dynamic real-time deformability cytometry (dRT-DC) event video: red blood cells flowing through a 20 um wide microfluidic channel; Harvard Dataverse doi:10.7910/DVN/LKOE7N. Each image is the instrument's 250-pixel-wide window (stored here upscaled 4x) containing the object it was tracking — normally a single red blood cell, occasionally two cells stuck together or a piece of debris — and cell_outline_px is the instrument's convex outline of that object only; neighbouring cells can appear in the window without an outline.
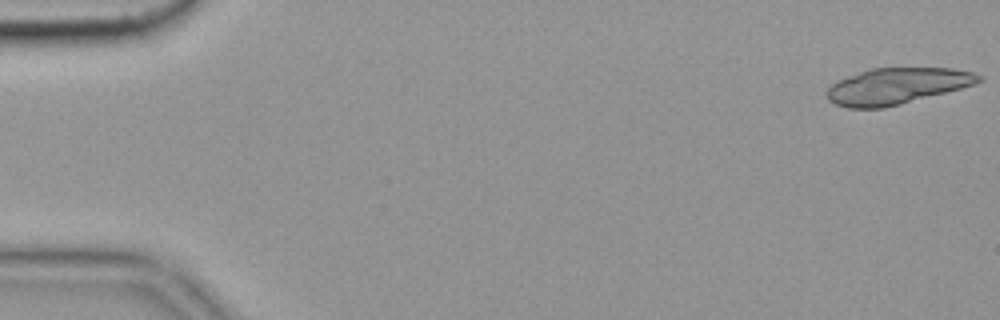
{"species": "common noctule bat (a hibernating species)", "species_latin": "Nyctalus noctula", "temperature_condition": "cold", "stored_images_in_passage": 13, "camera_frame_rate_fps": 3000, "um_per_image_px": 0.085, "animal": {"sex": "female", "body_mass_g": 19.9}, "frame": {"image": 1, "passage_image": 1, "time_ms": 0.0, "image_size_px": [1000, 320], "cell_outline_px": [[984, 80], [976, 84], [900, 104], [884, 108], [848, 108], [836, 104], [828, 100], [828, 88], [832, 84], [848, 76], [868, 68], [952, 68], [972, 72], [984, 76]], "centroid_in_image_um": [76.26, 7.3], "position_along_channel_um": 8.7, "area_um2": 31.85}}